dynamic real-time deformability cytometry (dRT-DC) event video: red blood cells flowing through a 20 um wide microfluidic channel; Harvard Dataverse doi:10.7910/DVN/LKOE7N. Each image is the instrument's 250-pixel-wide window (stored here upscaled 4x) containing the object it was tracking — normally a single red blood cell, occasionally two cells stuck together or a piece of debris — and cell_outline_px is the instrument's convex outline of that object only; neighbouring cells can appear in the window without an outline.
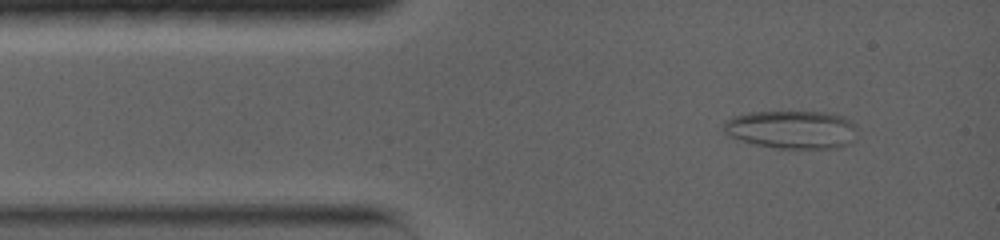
{"species": "common noctule bat (a hibernating species)", "species_latin": "Nyctalus noctula", "temperature_condition": "warm", "stored_images_in_passage": 81, "segment_of_instrument_passage": [1, 2], "camera_frame_rate_fps": 5000, "um_per_image_px": 0.085, "animal": {"sex": "female", "body_mass_g": 19.0, "forearm_length_mm": 56.7}, "frame": {"image": 1, "passage_image": 7, "time_ms": 1.2, "image_size_px": [1000, 240], "cell_outline_px": [[856, 140], [848, 144], [836, 148], [776, 148], [736, 140], [724, 132], [724, 120], [732, 116], [748, 112], [828, 112], [844, 116], [852, 120], [856, 124]], "centroid_in_image_um": [67.33, 11.0], "position_along_channel_um": 17.7, "area_um2": 30.17}}
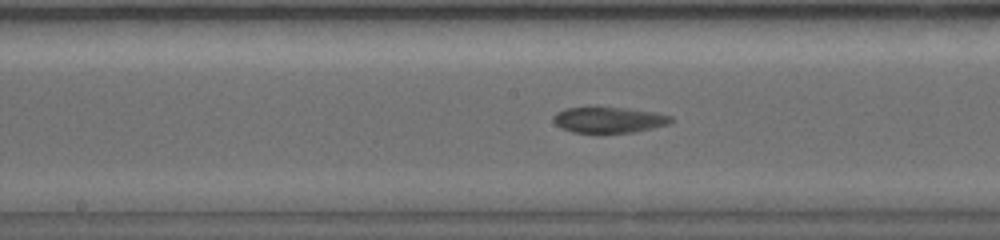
{"frame": {"image": 2, "passage_image": 37, "time_ms": 7.2, "image_size_px": [1000, 240], "cell_outline_px": [[672, 120], [668, 124], [636, 132], [572, 132], [560, 128], [552, 120], [552, 116], [556, 112], [564, 108], [624, 108], [656, 112], [672, 116]], "centroid_in_image_um": [51.73, 10.19], "position_along_channel_um": 196.5, "area_um2": 17.51}}
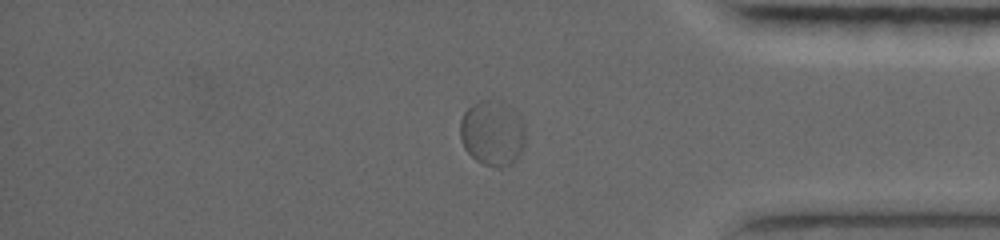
{"frame": {"image": 3, "passage_image": 66, "time_ms": 13.0, "image_size_px": [1000, 240], "cell_outline_px": [[524, 144], [520, 152], [508, 164], [500, 168], [496, 168], [484, 164], [476, 160], [464, 148], [460, 136], [460, 120], [464, 112], [472, 104], [480, 100], [488, 100], [512, 108], [520, 112], [524, 128]], "centroid_in_image_um": [41.83, 11.3], "position_along_channel_um": 393.4, "area_um2": 24.51}}